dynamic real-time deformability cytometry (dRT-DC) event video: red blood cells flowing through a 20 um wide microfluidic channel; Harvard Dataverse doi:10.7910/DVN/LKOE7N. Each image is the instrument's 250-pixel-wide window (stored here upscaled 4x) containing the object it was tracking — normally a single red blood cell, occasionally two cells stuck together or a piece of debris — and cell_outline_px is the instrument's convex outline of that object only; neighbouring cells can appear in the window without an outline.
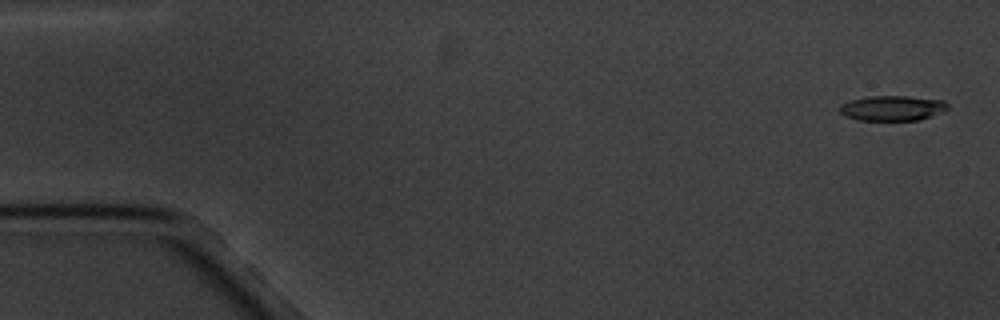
{"species": "common noctule bat (a hibernating species)", "species_latin": "Nyctalus noctula", "temperature_condition": "cold", "stored_images_in_passage": 6, "camera_frame_rate_fps": 3000, "um_per_image_px": 0.085, "animal": {"sex": "male", "body_mass_g": 20.1, "forearm_length_mm": 53.5}, "frame": {"image": 1, "passage_image": 1, "time_ms": 0.0, "image_size_px": [1000, 320], "cell_outline_px": [[948, 108], [920, 120], [856, 120], [840, 112], [840, 104], [848, 100], [868, 96], [908, 96], [944, 100], [948, 104]], "centroid_in_image_um": [75.82, 9.18], "position_along_channel_um": 9.2, "area_um2": 15.72}}
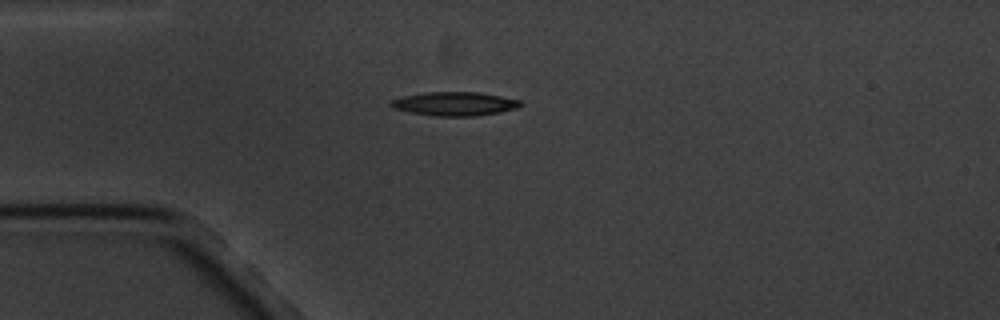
{"frame": {"image": 2, "passage_image": 4, "time_ms": 4.333, "image_size_px": [1000, 320], "cell_outline_px": [[524, 104], [516, 108], [500, 112], [476, 116], [432, 116], [408, 112], [392, 108], [388, 104], [392, 100], [404, 96], [424, 92], [480, 92], [520, 100]], "centroid_in_image_um": [38.62, 8.82], "position_along_channel_um": 46.4, "area_um2": 18.09}}
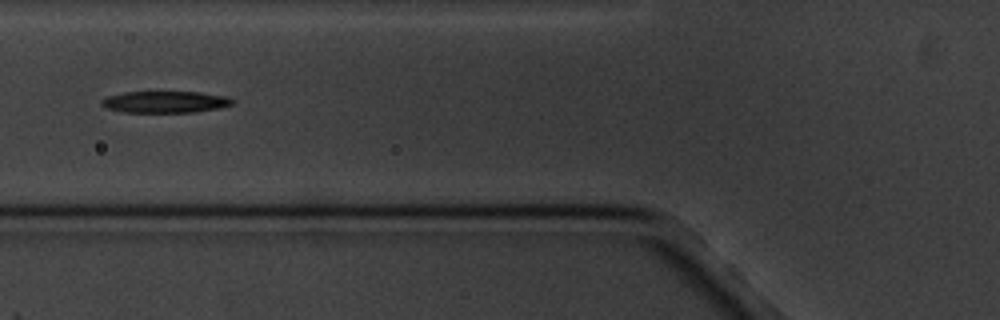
{"frame": {"image": 3, "passage_image": 6, "time_ms": 6.667, "image_size_px": [1000, 320], "cell_outline_px": [[236, 100], [232, 104], [220, 108], [192, 112], [120, 112], [108, 108], [100, 104], [100, 100], [104, 96], [124, 92], [200, 92], [228, 96]], "centroid_in_image_um": [14.03, 8.66], "position_along_channel_um": 111.8, "area_um2": 16.7}}